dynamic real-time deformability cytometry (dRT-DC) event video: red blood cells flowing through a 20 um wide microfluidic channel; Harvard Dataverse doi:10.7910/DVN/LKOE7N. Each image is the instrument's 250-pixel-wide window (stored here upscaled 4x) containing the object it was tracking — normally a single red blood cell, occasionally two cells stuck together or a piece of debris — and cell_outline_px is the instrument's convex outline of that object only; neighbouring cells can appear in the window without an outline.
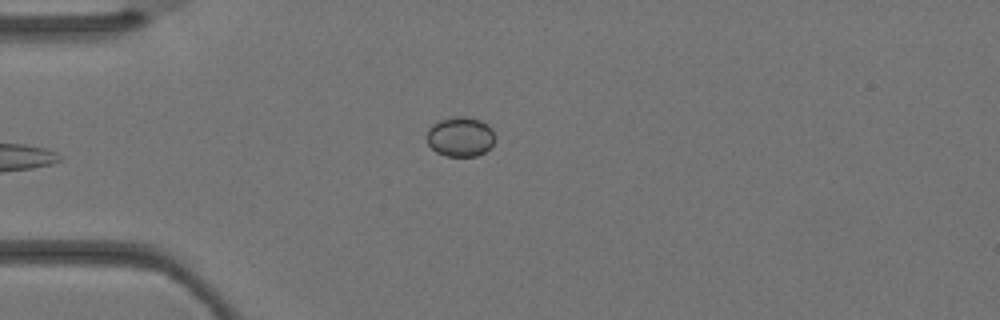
{"species": "Egyptian fruit bat (a non-hibernating species)", "species_latin": "Rousettus aegyptiacus", "temperature_condition": "warm", "stored_images_in_passage": 3, "camera_frame_rate_fps": 3000, "um_per_image_px": 0.085, "animal": {"sex": "female"}, "frame": {"image": 1, "passage_image": 3, "time_ms": 0.667, "image_size_px": [1000, 320], "cell_outline_px": [[496, 136], [492, 144], [484, 152], [476, 156], [448, 156], [436, 152], [428, 144], [428, 128], [432, 124], [440, 120], [452, 116], [464, 116], [480, 120], [488, 124], [492, 128]], "centroid_in_image_um": [39.14, 11.6], "position_along_channel_um": 45.9, "area_um2": 15.84}}